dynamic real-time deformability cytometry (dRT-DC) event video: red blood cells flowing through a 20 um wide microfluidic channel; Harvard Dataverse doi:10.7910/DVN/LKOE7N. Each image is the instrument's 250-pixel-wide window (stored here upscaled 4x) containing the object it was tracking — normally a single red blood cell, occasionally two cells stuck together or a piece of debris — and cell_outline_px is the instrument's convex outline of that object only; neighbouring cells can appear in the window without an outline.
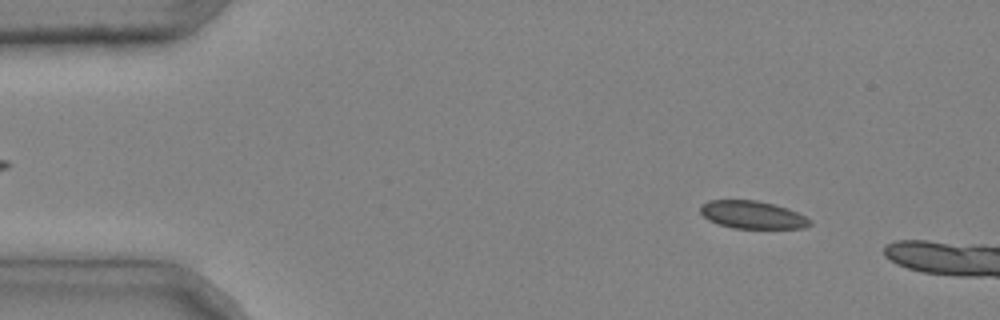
{"species": "common noctule bat (a hibernating species)", "species_latin": "Nyctalus noctula", "temperature_condition": "cold", "stored_images_in_passage": 2, "camera_frame_rate_fps": 3000, "um_per_image_px": 0.085, "animal": {"sex": "male", "body_mass_g": 20.4}, "frame": {"image": 1, "passage_image": 1, "time_ms": 0.0, "image_size_px": [1000, 320], "cell_outline_px": [[812, 224], [804, 228], [732, 228], [708, 220], [700, 212], [700, 204], [708, 200], [756, 200], [788, 208], [812, 220]], "centroid_in_image_um": [63.94, 18.25], "position_along_channel_um": 21.1, "area_um2": 17.69}}